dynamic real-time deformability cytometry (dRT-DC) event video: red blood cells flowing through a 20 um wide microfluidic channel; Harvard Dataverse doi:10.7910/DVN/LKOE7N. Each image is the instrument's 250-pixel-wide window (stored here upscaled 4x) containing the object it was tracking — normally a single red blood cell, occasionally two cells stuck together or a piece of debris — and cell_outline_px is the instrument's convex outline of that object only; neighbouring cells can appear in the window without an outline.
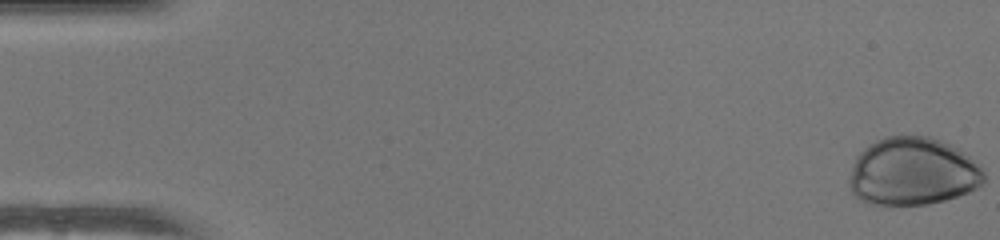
{"species": "human", "species_latin": "Homo sapiens", "temperature_condition": "warm", "stored_images_in_passage": 43, "camera_frame_rate_fps": 3000, "um_per_image_px": 0.085, "donor": {"sex": "female"}, "frame": {"image": 1, "passage_image": 1, "time_ms": 0.0, "image_size_px": [1000, 240], "cell_outline_px": [[984, 180], [976, 188], [968, 192], [944, 200], [928, 204], [872, 204], [860, 200], [852, 192], [848, 184], [848, 176], [856, 156], [864, 148], [888, 136], [928, 136], [940, 140], [964, 152], [976, 160], [980, 164], [984, 172]], "centroid_in_image_um": [77.58, 14.59], "position_along_channel_um": 7.4, "area_um2": 53.12}}
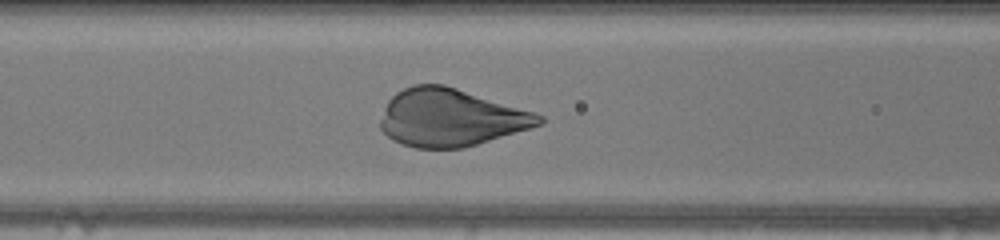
{"frame": {"image": 2, "passage_image": 22, "time_ms": 7.0, "image_size_px": [1000, 240], "cell_outline_px": [[544, 120], [540, 124], [528, 128], [464, 148], [416, 148], [392, 140], [380, 128], [380, 120], [384, 108], [388, 100], [396, 92], [412, 84], [444, 84], [536, 112], [544, 116]], "centroid_in_image_um": [38.28, 9.98], "position_along_channel_um": 128.3, "area_um2": 53.0}}
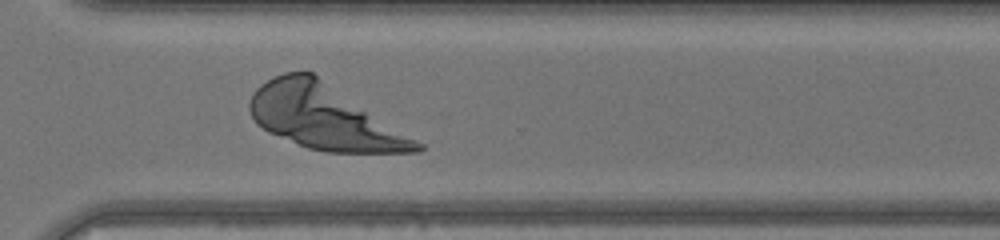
{"frame": {"image": 3, "passage_image": 38, "time_ms": 12.333, "image_size_px": [1000, 240], "cell_outline_px": [[424, 148], [420, 152], [328, 152], [308, 148], [268, 132], [256, 124], [248, 108], [248, 104], [252, 92], [260, 84], [284, 72], [312, 72], [424, 144]], "centroid_in_image_um": [27.53, 9.96], "position_along_channel_um": 343.1, "area_um2": 61.9}}